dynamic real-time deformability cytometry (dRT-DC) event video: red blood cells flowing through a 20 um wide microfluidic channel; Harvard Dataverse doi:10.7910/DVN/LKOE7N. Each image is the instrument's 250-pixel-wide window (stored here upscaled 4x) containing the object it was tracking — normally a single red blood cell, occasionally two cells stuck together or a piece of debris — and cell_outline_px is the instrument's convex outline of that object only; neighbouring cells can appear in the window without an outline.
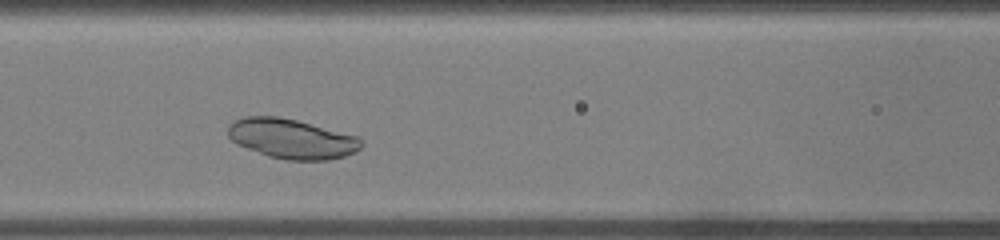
{"species": "common noctule bat (a hibernating species)", "species_latin": "Nyctalus noctula", "temperature_condition": "warm", "stored_images_in_passage": 23, "camera_frame_rate_fps": 3000, "um_per_image_px": 0.085, "animal": {"sex": "male", "body_mass_g": 19.0, "forearm_length_mm": 50.8}, "frame": {"image": 1, "passage_image": 8, "time_ms": 2.333, "image_size_px": [1000, 240], "cell_outline_px": [[364, 144], [360, 148], [344, 156], [328, 160], [284, 160], [268, 156], [236, 144], [228, 136], [228, 124], [244, 116], [280, 116], [360, 136], [364, 140]], "centroid_in_image_um": [24.81, 11.79], "position_along_channel_um": 141.8, "area_um2": 31.1}}
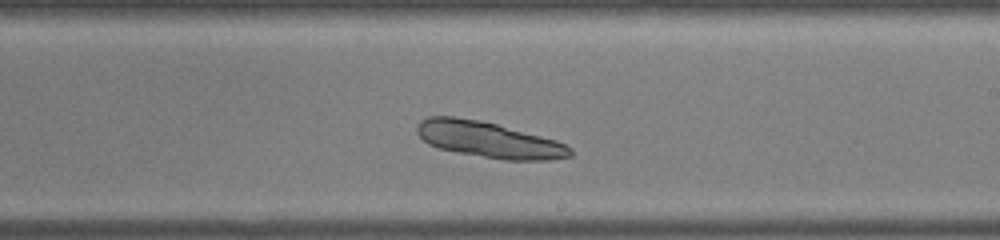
{"frame": {"image": 2, "passage_image": 14, "time_ms": 4.333, "image_size_px": [1000, 240], "cell_outline_px": [[572, 156], [548, 160], [504, 160], [460, 152], [440, 148], [428, 144], [416, 132], [416, 128], [420, 120], [428, 116], [452, 116], [480, 120], [496, 124], [556, 140], [572, 148]], "centroid_in_image_um": [41.54, 11.87], "position_along_channel_um": 247.5, "area_um2": 31.79}}
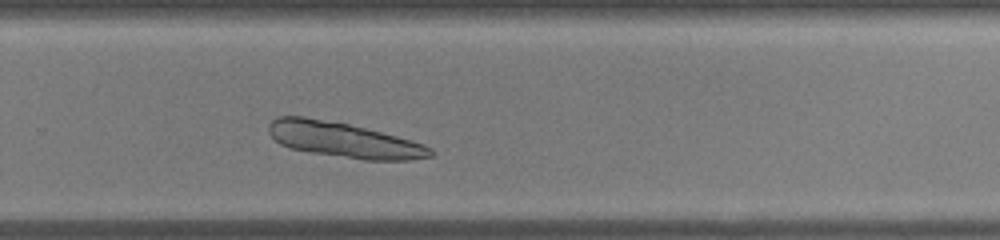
{"frame": {"image": 3, "passage_image": 17, "time_ms": 5.333, "image_size_px": [1000, 240], "cell_outline_px": [[436, 152], [432, 156], [408, 160], [364, 160], [312, 152], [292, 148], [280, 144], [268, 132], [268, 124], [276, 116], [304, 116], [348, 124], [412, 140], [424, 144], [432, 148]], "centroid_in_image_um": [29.23, 11.89], "position_along_channel_um": 300.6, "area_um2": 32.95}}